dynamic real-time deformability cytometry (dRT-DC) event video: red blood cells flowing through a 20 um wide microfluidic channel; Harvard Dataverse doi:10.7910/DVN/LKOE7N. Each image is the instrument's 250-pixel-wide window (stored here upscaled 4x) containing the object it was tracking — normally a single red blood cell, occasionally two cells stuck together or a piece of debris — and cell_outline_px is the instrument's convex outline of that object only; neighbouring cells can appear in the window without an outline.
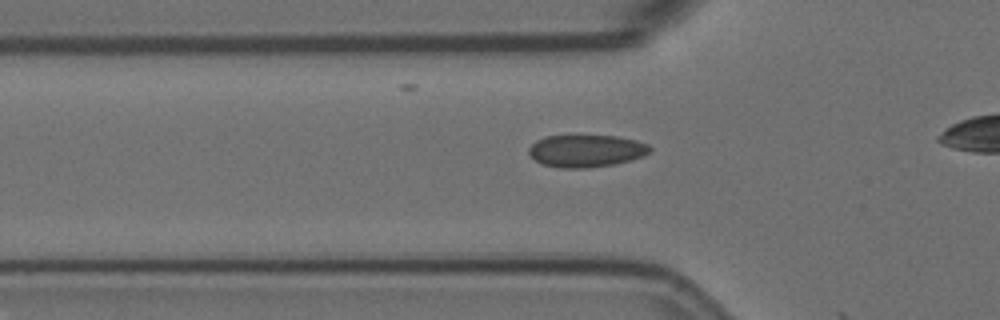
{"species": "Egyptian fruit bat (a non-hibernating species)", "species_latin": "Rousettus aegyptiacus", "temperature_condition": "room temperature", "stored_images_in_passage": 14, "camera_frame_rate_fps": 3000, "um_per_image_px": 0.085, "animal": {"sex": "female"}, "frame": {"image": 1, "passage_image": 13, "time_ms": 4.0, "image_size_px": [1000, 320], "cell_outline_px": [[652, 152], [644, 156], [632, 160], [612, 164], [588, 168], [560, 168], [544, 164], [536, 160], [528, 152], [528, 148], [536, 140], [544, 136], [616, 136], [636, 140], [648, 144], [652, 148]], "centroid_in_image_um": [49.86, 12.82], "position_along_channel_um": 75.9, "area_um2": 22.83}}